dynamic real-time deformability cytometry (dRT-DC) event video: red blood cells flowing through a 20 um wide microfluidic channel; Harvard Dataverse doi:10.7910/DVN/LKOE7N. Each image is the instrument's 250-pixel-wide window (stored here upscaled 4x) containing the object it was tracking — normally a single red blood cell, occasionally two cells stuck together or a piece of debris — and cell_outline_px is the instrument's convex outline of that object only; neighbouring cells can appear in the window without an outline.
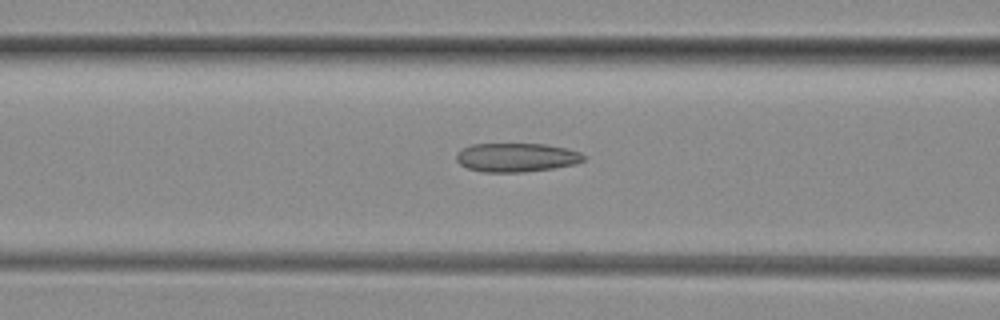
{"species": "common noctule bat (a hibernating species)", "species_latin": "Nyctalus noctula", "temperature_condition": "room temperature", "stored_images_in_passage": 50, "camera_frame_rate_fps": 3000, "um_per_image_px": 0.085, "animal": {"sex": "female", "body_mass_g": 29.2, "forearm_length_mm": 56.3}, "frame": {"image": 1, "passage_image": 20, "time_ms": 6.333, "image_size_px": [1000, 320], "cell_outline_px": [[584, 160], [576, 164], [552, 168], [524, 172], [484, 172], [468, 168], [460, 164], [456, 160], [456, 152], [460, 148], [472, 144], [544, 144], [568, 148], [580, 152], [584, 156]], "centroid_in_image_um": [43.87, 13.37], "position_along_channel_um": 122.7, "area_um2": 21.5}}
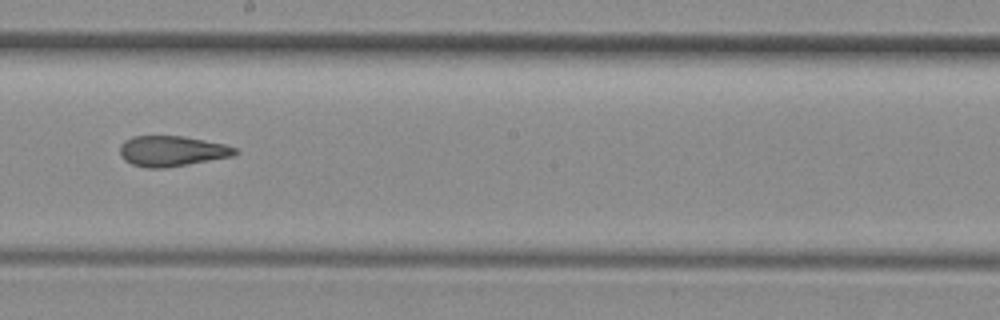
{"frame": {"image": 2, "passage_image": 28, "time_ms": 9.0, "image_size_px": [1000, 320], "cell_outline_px": [[240, 152], [232, 156], [188, 164], [164, 168], [144, 168], [132, 164], [124, 160], [120, 152], [120, 144], [124, 140], [132, 136], [184, 136], [224, 144], [236, 148]], "centroid_in_image_um": [14.59, 12.84], "position_along_channel_um": 233.6, "area_um2": 20.46}}
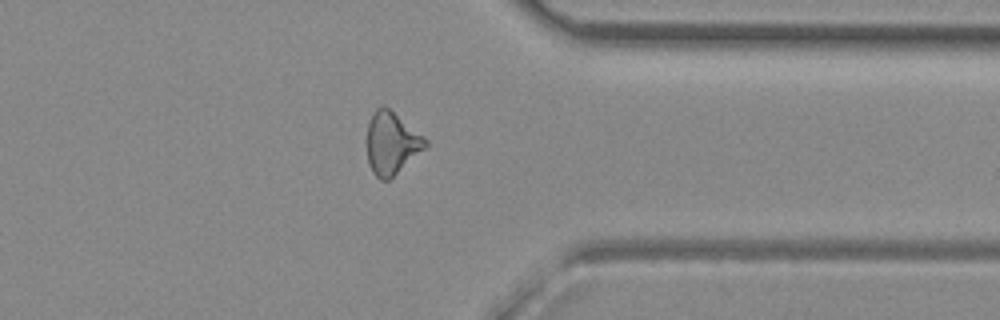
{"frame": {"image": 3, "passage_image": 39, "time_ms": 12.667, "image_size_px": [1000, 320], "cell_outline_px": [[428, 148], [388, 180], [380, 180], [372, 172], [368, 164], [368, 124], [372, 112], [376, 108], [384, 104], [424, 136], [428, 140]], "centroid_in_image_um": [33.31, 12.17], "position_along_channel_um": 378.1, "area_um2": 21.44}, "authors_computed_cell_mechanics": {"area_um2": 21.675, "velocity_mm_per_s": 4.1591, "shape_relaxation_time_tau1_ms": null, "shape_relaxation_time_tau2_ms": 2.1856, "deformation_change_tau1": null, "deformation_change_tau2": 0.1047}}